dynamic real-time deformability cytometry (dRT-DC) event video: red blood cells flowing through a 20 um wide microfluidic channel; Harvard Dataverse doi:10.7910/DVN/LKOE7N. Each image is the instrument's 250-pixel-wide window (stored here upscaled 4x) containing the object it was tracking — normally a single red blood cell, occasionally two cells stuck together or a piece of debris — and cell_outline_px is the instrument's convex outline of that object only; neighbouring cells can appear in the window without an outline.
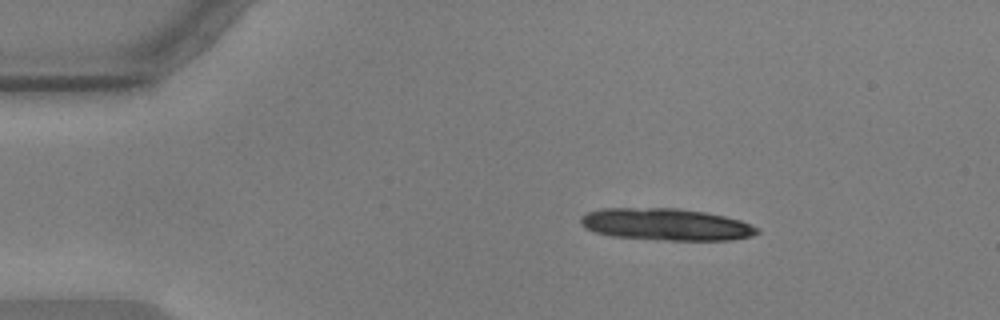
{"species": "common noctule bat (a hibernating species)", "species_latin": "Nyctalus noctula", "temperature_condition": "warm", "stored_images_in_passage": 31, "camera_frame_rate_fps": 3000, "um_per_image_px": 0.085, "animal": {"sex": "male", "body_mass_g": 17.9, "forearm_length_mm": 54.2}, "frame": {"image": 1, "passage_image": 1, "time_ms": 0.0, "image_size_px": [1000, 320], "cell_outline_px": [[760, 232], [752, 236], [732, 240], [664, 240], [612, 236], [596, 232], [584, 228], [580, 224], [580, 216], [588, 212], [600, 208], [680, 208], [704, 212], [724, 216], [740, 220], [760, 228]], "centroid_in_image_um": [56.61, 19.07], "position_along_channel_um": 28.4, "area_um2": 33.06}}
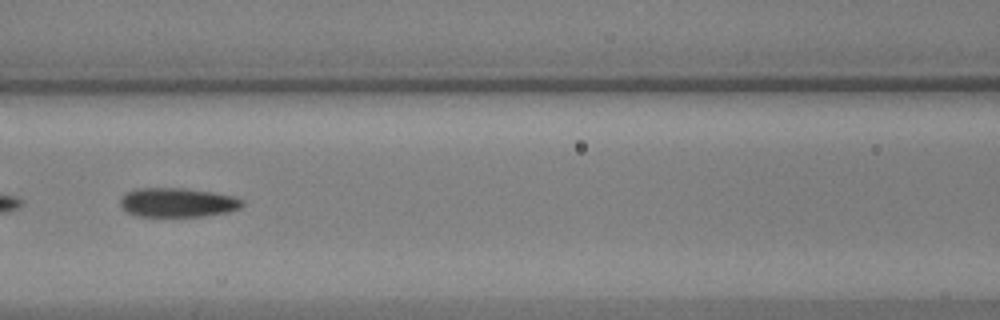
{"frame": {"image": 2, "passage_image": 17, "time_ms": 5.333, "image_size_px": [1000, 320], "cell_outline_px": [[244, 204], [240, 208], [228, 212], [204, 216], [136, 216], [128, 212], [120, 204], [120, 200], [124, 192], [136, 188], [184, 188], [212, 192], [232, 196], [244, 200]], "centroid_in_image_um": [15.08, 17.2], "position_along_channel_um": 151.5, "area_um2": 20.81}}
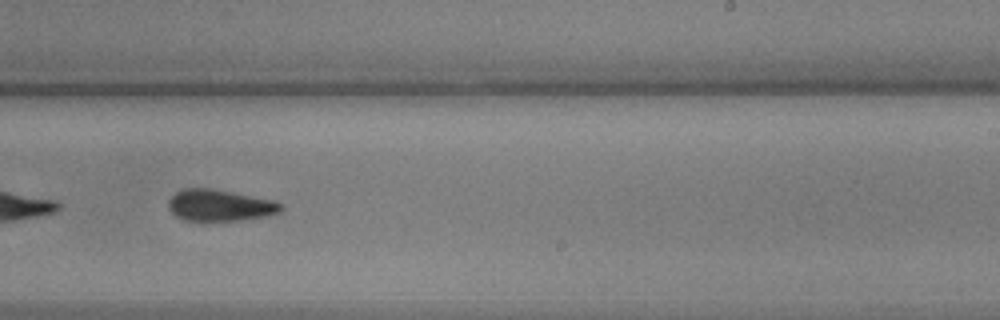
{"frame": {"image": 3, "passage_image": 27, "time_ms": 8.667, "image_size_px": [1000, 320], "cell_outline_px": [[284, 208], [280, 212], [264, 216], [240, 220], [184, 220], [176, 216], [168, 208], [168, 200], [180, 188], [212, 188], [276, 200], [284, 204]], "centroid_in_image_um": [18.7, 17.43], "position_along_channel_um": 270.3, "area_um2": 20.81}}